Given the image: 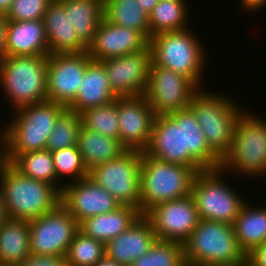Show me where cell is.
<instances>
[{
    "label": "cell",
    "instance_id": "8",
    "mask_svg": "<svg viewBox=\"0 0 266 266\" xmlns=\"http://www.w3.org/2000/svg\"><path fill=\"white\" fill-rule=\"evenodd\" d=\"M186 265L240 266L246 255L238 245L233 225L199 220L184 243Z\"/></svg>",
    "mask_w": 266,
    "mask_h": 266
},
{
    "label": "cell",
    "instance_id": "44",
    "mask_svg": "<svg viewBox=\"0 0 266 266\" xmlns=\"http://www.w3.org/2000/svg\"><path fill=\"white\" fill-rule=\"evenodd\" d=\"M94 266H122L106 254Z\"/></svg>",
    "mask_w": 266,
    "mask_h": 266
},
{
    "label": "cell",
    "instance_id": "35",
    "mask_svg": "<svg viewBox=\"0 0 266 266\" xmlns=\"http://www.w3.org/2000/svg\"><path fill=\"white\" fill-rule=\"evenodd\" d=\"M184 244L156 240L150 250L135 260L131 266H185Z\"/></svg>",
    "mask_w": 266,
    "mask_h": 266
},
{
    "label": "cell",
    "instance_id": "19",
    "mask_svg": "<svg viewBox=\"0 0 266 266\" xmlns=\"http://www.w3.org/2000/svg\"><path fill=\"white\" fill-rule=\"evenodd\" d=\"M148 46L149 40L141 32L115 25L103 17L87 52L93 61H102L142 51Z\"/></svg>",
    "mask_w": 266,
    "mask_h": 266
},
{
    "label": "cell",
    "instance_id": "11",
    "mask_svg": "<svg viewBox=\"0 0 266 266\" xmlns=\"http://www.w3.org/2000/svg\"><path fill=\"white\" fill-rule=\"evenodd\" d=\"M142 152L126 150L116 159L94 166L89 177L121 205L140 210V166Z\"/></svg>",
    "mask_w": 266,
    "mask_h": 266
},
{
    "label": "cell",
    "instance_id": "32",
    "mask_svg": "<svg viewBox=\"0 0 266 266\" xmlns=\"http://www.w3.org/2000/svg\"><path fill=\"white\" fill-rule=\"evenodd\" d=\"M51 155L57 176V189L60 192H62L65 185L89 176V171L83 163L77 146L51 152Z\"/></svg>",
    "mask_w": 266,
    "mask_h": 266
},
{
    "label": "cell",
    "instance_id": "36",
    "mask_svg": "<svg viewBox=\"0 0 266 266\" xmlns=\"http://www.w3.org/2000/svg\"><path fill=\"white\" fill-rule=\"evenodd\" d=\"M105 244L78 231L65 255L67 266H94L104 255Z\"/></svg>",
    "mask_w": 266,
    "mask_h": 266
},
{
    "label": "cell",
    "instance_id": "3",
    "mask_svg": "<svg viewBox=\"0 0 266 266\" xmlns=\"http://www.w3.org/2000/svg\"><path fill=\"white\" fill-rule=\"evenodd\" d=\"M0 191L10 219H36L61 203L56 187L23 175L6 161L0 163Z\"/></svg>",
    "mask_w": 266,
    "mask_h": 266
},
{
    "label": "cell",
    "instance_id": "21",
    "mask_svg": "<svg viewBox=\"0 0 266 266\" xmlns=\"http://www.w3.org/2000/svg\"><path fill=\"white\" fill-rule=\"evenodd\" d=\"M50 54H69L87 51L78 39L76 29L60 0H52L43 17Z\"/></svg>",
    "mask_w": 266,
    "mask_h": 266
},
{
    "label": "cell",
    "instance_id": "41",
    "mask_svg": "<svg viewBox=\"0 0 266 266\" xmlns=\"http://www.w3.org/2000/svg\"><path fill=\"white\" fill-rule=\"evenodd\" d=\"M8 20L4 14H0V62L6 56L5 40Z\"/></svg>",
    "mask_w": 266,
    "mask_h": 266
},
{
    "label": "cell",
    "instance_id": "23",
    "mask_svg": "<svg viewBox=\"0 0 266 266\" xmlns=\"http://www.w3.org/2000/svg\"><path fill=\"white\" fill-rule=\"evenodd\" d=\"M116 98L110 88L104 65L100 61L92 60L86 67L77 97L67 109L81 114L87 109L108 104Z\"/></svg>",
    "mask_w": 266,
    "mask_h": 266
},
{
    "label": "cell",
    "instance_id": "27",
    "mask_svg": "<svg viewBox=\"0 0 266 266\" xmlns=\"http://www.w3.org/2000/svg\"><path fill=\"white\" fill-rule=\"evenodd\" d=\"M30 254L28 221L9 218L0 226V264L14 266Z\"/></svg>",
    "mask_w": 266,
    "mask_h": 266
},
{
    "label": "cell",
    "instance_id": "28",
    "mask_svg": "<svg viewBox=\"0 0 266 266\" xmlns=\"http://www.w3.org/2000/svg\"><path fill=\"white\" fill-rule=\"evenodd\" d=\"M77 147L88 171L94 166L116 159L126 151L120 141L91 131L83 125L79 131Z\"/></svg>",
    "mask_w": 266,
    "mask_h": 266
},
{
    "label": "cell",
    "instance_id": "45",
    "mask_svg": "<svg viewBox=\"0 0 266 266\" xmlns=\"http://www.w3.org/2000/svg\"><path fill=\"white\" fill-rule=\"evenodd\" d=\"M138 1L139 5L142 6L147 13H150L160 0H138Z\"/></svg>",
    "mask_w": 266,
    "mask_h": 266
},
{
    "label": "cell",
    "instance_id": "15",
    "mask_svg": "<svg viewBox=\"0 0 266 266\" xmlns=\"http://www.w3.org/2000/svg\"><path fill=\"white\" fill-rule=\"evenodd\" d=\"M91 61L87 51L48 55L47 99L67 108L77 97L86 67Z\"/></svg>",
    "mask_w": 266,
    "mask_h": 266
},
{
    "label": "cell",
    "instance_id": "5",
    "mask_svg": "<svg viewBox=\"0 0 266 266\" xmlns=\"http://www.w3.org/2000/svg\"><path fill=\"white\" fill-rule=\"evenodd\" d=\"M243 111L236 122L230 150L221 159L220 169L229 175L266 177V119Z\"/></svg>",
    "mask_w": 266,
    "mask_h": 266
},
{
    "label": "cell",
    "instance_id": "13",
    "mask_svg": "<svg viewBox=\"0 0 266 266\" xmlns=\"http://www.w3.org/2000/svg\"><path fill=\"white\" fill-rule=\"evenodd\" d=\"M200 88L188 77L151 62L144 96L156 115L189 108Z\"/></svg>",
    "mask_w": 266,
    "mask_h": 266
},
{
    "label": "cell",
    "instance_id": "26",
    "mask_svg": "<svg viewBox=\"0 0 266 266\" xmlns=\"http://www.w3.org/2000/svg\"><path fill=\"white\" fill-rule=\"evenodd\" d=\"M67 17L76 29L78 39L88 48L94 41L96 30L104 17L103 0H60Z\"/></svg>",
    "mask_w": 266,
    "mask_h": 266
},
{
    "label": "cell",
    "instance_id": "47",
    "mask_svg": "<svg viewBox=\"0 0 266 266\" xmlns=\"http://www.w3.org/2000/svg\"><path fill=\"white\" fill-rule=\"evenodd\" d=\"M240 266H252L247 261H244Z\"/></svg>",
    "mask_w": 266,
    "mask_h": 266
},
{
    "label": "cell",
    "instance_id": "12",
    "mask_svg": "<svg viewBox=\"0 0 266 266\" xmlns=\"http://www.w3.org/2000/svg\"><path fill=\"white\" fill-rule=\"evenodd\" d=\"M30 253L65 256L79 231V223L60 203L55 209L28 221Z\"/></svg>",
    "mask_w": 266,
    "mask_h": 266
},
{
    "label": "cell",
    "instance_id": "24",
    "mask_svg": "<svg viewBox=\"0 0 266 266\" xmlns=\"http://www.w3.org/2000/svg\"><path fill=\"white\" fill-rule=\"evenodd\" d=\"M142 215L138 208L121 205L115 211L84 219L79 223V231L106 245L129 229Z\"/></svg>",
    "mask_w": 266,
    "mask_h": 266
},
{
    "label": "cell",
    "instance_id": "17",
    "mask_svg": "<svg viewBox=\"0 0 266 266\" xmlns=\"http://www.w3.org/2000/svg\"><path fill=\"white\" fill-rule=\"evenodd\" d=\"M117 97L144 95L152 62L149 46L142 51L100 61Z\"/></svg>",
    "mask_w": 266,
    "mask_h": 266
},
{
    "label": "cell",
    "instance_id": "4",
    "mask_svg": "<svg viewBox=\"0 0 266 266\" xmlns=\"http://www.w3.org/2000/svg\"><path fill=\"white\" fill-rule=\"evenodd\" d=\"M198 36L191 27L151 36L149 49L152 63L188 77L203 89L206 61L209 60L206 54L209 52Z\"/></svg>",
    "mask_w": 266,
    "mask_h": 266
},
{
    "label": "cell",
    "instance_id": "34",
    "mask_svg": "<svg viewBox=\"0 0 266 266\" xmlns=\"http://www.w3.org/2000/svg\"><path fill=\"white\" fill-rule=\"evenodd\" d=\"M81 126V115L66 109L57 118L53 131L48 137L46 149L54 152L66 147L77 146Z\"/></svg>",
    "mask_w": 266,
    "mask_h": 266
},
{
    "label": "cell",
    "instance_id": "46",
    "mask_svg": "<svg viewBox=\"0 0 266 266\" xmlns=\"http://www.w3.org/2000/svg\"><path fill=\"white\" fill-rule=\"evenodd\" d=\"M12 2L13 0H0V13L5 15L11 8Z\"/></svg>",
    "mask_w": 266,
    "mask_h": 266
},
{
    "label": "cell",
    "instance_id": "9",
    "mask_svg": "<svg viewBox=\"0 0 266 266\" xmlns=\"http://www.w3.org/2000/svg\"><path fill=\"white\" fill-rule=\"evenodd\" d=\"M205 90V91H204ZM224 92L200 89L191 99L193 111L209 147L222 159L230 150L239 115L245 110Z\"/></svg>",
    "mask_w": 266,
    "mask_h": 266
},
{
    "label": "cell",
    "instance_id": "30",
    "mask_svg": "<svg viewBox=\"0 0 266 266\" xmlns=\"http://www.w3.org/2000/svg\"><path fill=\"white\" fill-rule=\"evenodd\" d=\"M189 3L188 1L160 0L149 13L150 37L163 32L189 28V16H191Z\"/></svg>",
    "mask_w": 266,
    "mask_h": 266
},
{
    "label": "cell",
    "instance_id": "6",
    "mask_svg": "<svg viewBox=\"0 0 266 266\" xmlns=\"http://www.w3.org/2000/svg\"><path fill=\"white\" fill-rule=\"evenodd\" d=\"M48 55L5 56L0 62V89L12 112L47 101Z\"/></svg>",
    "mask_w": 266,
    "mask_h": 266
},
{
    "label": "cell",
    "instance_id": "31",
    "mask_svg": "<svg viewBox=\"0 0 266 266\" xmlns=\"http://www.w3.org/2000/svg\"><path fill=\"white\" fill-rule=\"evenodd\" d=\"M11 164L23 175L50 183L57 188V176L51 151L45 149L23 153Z\"/></svg>",
    "mask_w": 266,
    "mask_h": 266
},
{
    "label": "cell",
    "instance_id": "48",
    "mask_svg": "<svg viewBox=\"0 0 266 266\" xmlns=\"http://www.w3.org/2000/svg\"><path fill=\"white\" fill-rule=\"evenodd\" d=\"M170 1H185V0H170ZM186 1H188V0H186Z\"/></svg>",
    "mask_w": 266,
    "mask_h": 266
},
{
    "label": "cell",
    "instance_id": "14",
    "mask_svg": "<svg viewBox=\"0 0 266 266\" xmlns=\"http://www.w3.org/2000/svg\"><path fill=\"white\" fill-rule=\"evenodd\" d=\"M144 216L151 222L157 240L182 244L200 220L192 195L153 206Z\"/></svg>",
    "mask_w": 266,
    "mask_h": 266
},
{
    "label": "cell",
    "instance_id": "33",
    "mask_svg": "<svg viewBox=\"0 0 266 266\" xmlns=\"http://www.w3.org/2000/svg\"><path fill=\"white\" fill-rule=\"evenodd\" d=\"M80 115L85 128L119 141L117 98L108 104L87 109Z\"/></svg>",
    "mask_w": 266,
    "mask_h": 266
},
{
    "label": "cell",
    "instance_id": "7",
    "mask_svg": "<svg viewBox=\"0 0 266 266\" xmlns=\"http://www.w3.org/2000/svg\"><path fill=\"white\" fill-rule=\"evenodd\" d=\"M198 171L168 163L142 152L140 166V212L145 215L153 206L191 195Z\"/></svg>",
    "mask_w": 266,
    "mask_h": 266
},
{
    "label": "cell",
    "instance_id": "25",
    "mask_svg": "<svg viewBox=\"0 0 266 266\" xmlns=\"http://www.w3.org/2000/svg\"><path fill=\"white\" fill-rule=\"evenodd\" d=\"M238 245L245 255L266 241V204L245 202L233 223Z\"/></svg>",
    "mask_w": 266,
    "mask_h": 266
},
{
    "label": "cell",
    "instance_id": "18",
    "mask_svg": "<svg viewBox=\"0 0 266 266\" xmlns=\"http://www.w3.org/2000/svg\"><path fill=\"white\" fill-rule=\"evenodd\" d=\"M61 204L80 223L86 218L115 211L121 204L89 176L67 184Z\"/></svg>",
    "mask_w": 266,
    "mask_h": 266
},
{
    "label": "cell",
    "instance_id": "22",
    "mask_svg": "<svg viewBox=\"0 0 266 266\" xmlns=\"http://www.w3.org/2000/svg\"><path fill=\"white\" fill-rule=\"evenodd\" d=\"M5 53L6 56L50 55L43 19L8 21Z\"/></svg>",
    "mask_w": 266,
    "mask_h": 266
},
{
    "label": "cell",
    "instance_id": "42",
    "mask_svg": "<svg viewBox=\"0 0 266 266\" xmlns=\"http://www.w3.org/2000/svg\"><path fill=\"white\" fill-rule=\"evenodd\" d=\"M9 219V215L6 209V204L3 200L2 193L0 191V226Z\"/></svg>",
    "mask_w": 266,
    "mask_h": 266
},
{
    "label": "cell",
    "instance_id": "29",
    "mask_svg": "<svg viewBox=\"0 0 266 266\" xmlns=\"http://www.w3.org/2000/svg\"><path fill=\"white\" fill-rule=\"evenodd\" d=\"M103 14L108 22L139 31L149 40V13L138 0H104Z\"/></svg>",
    "mask_w": 266,
    "mask_h": 266
},
{
    "label": "cell",
    "instance_id": "1",
    "mask_svg": "<svg viewBox=\"0 0 266 266\" xmlns=\"http://www.w3.org/2000/svg\"><path fill=\"white\" fill-rule=\"evenodd\" d=\"M147 155L198 172L219 169L221 158L209 147L190 108L156 115Z\"/></svg>",
    "mask_w": 266,
    "mask_h": 266
},
{
    "label": "cell",
    "instance_id": "37",
    "mask_svg": "<svg viewBox=\"0 0 266 266\" xmlns=\"http://www.w3.org/2000/svg\"><path fill=\"white\" fill-rule=\"evenodd\" d=\"M52 0H13L5 14L8 21L42 20Z\"/></svg>",
    "mask_w": 266,
    "mask_h": 266
},
{
    "label": "cell",
    "instance_id": "10",
    "mask_svg": "<svg viewBox=\"0 0 266 266\" xmlns=\"http://www.w3.org/2000/svg\"><path fill=\"white\" fill-rule=\"evenodd\" d=\"M225 177L227 173L220 168L196 174L191 195L196 203L200 220L225 222L231 225L236 221L247 197L244 199L242 193L238 194L236 188H232L226 182Z\"/></svg>",
    "mask_w": 266,
    "mask_h": 266
},
{
    "label": "cell",
    "instance_id": "16",
    "mask_svg": "<svg viewBox=\"0 0 266 266\" xmlns=\"http://www.w3.org/2000/svg\"><path fill=\"white\" fill-rule=\"evenodd\" d=\"M119 141L126 150L144 152L150 142L155 112L144 95L117 97Z\"/></svg>",
    "mask_w": 266,
    "mask_h": 266
},
{
    "label": "cell",
    "instance_id": "43",
    "mask_svg": "<svg viewBox=\"0 0 266 266\" xmlns=\"http://www.w3.org/2000/svg\"><path fill=\"white\" fill-rule=\"evenodd\" d=\"M5 133H6V129H5V125L3 124V127L0 128V163L4 161V158H5Z\"/></svg>",
    "mask_w": 266,
    "mask_h": 266
},
{
    "label": "cell",
    "instance_id": "2",
    "mask_svg": "<svg viewBox=\"0 0 266 266\" xmlns=\"http://www.w3.org/2000/svg\"><path fill=\"white\" fill-rule=\"evenodd\" d=\"M66 109L60 103L47 100L14 110L9 122H4V161L12 163L20 154L45 150L57 118Z\"/></svg>",
    "mask_w": 266,
    "mask_h": 266
},
{
    "label": "cell",
    "instance_id": "38",
    "mask_svg": "<svg viewBox=\"0 0 266 266\" xmlns=\"http://www.w3.org/2000/svg\"><path fill=\"white\" fill-rule=\"evenodd\" d=\"M14 266H67V262L65 256L62 255L30 254L20 264Z\"/></svg>",
    "mask_w": 266,
    "mask_h": 266
},
{
    "label": "cell",
    "instance_id": "39",
    "mask_svg": "<svg viewBox=\"0 0 266 266\" xmlns=\"http://www.w3.org/2000/svg\"><path fill=\"white\" fill-rule=\"evenodd\" d=\"M246 261L252 266H266V241L247 254Z\"/></svg>",
    "mask_w": 266,
    "mask_h": 266
},
{
    "label": "cell",
    "instance_id": "20",
    "mask_svg": "<svg viewBox=\"0 0 266 266\" xmlns=\"http://www.w3.org/2000/svg\"><path fill=\"white\" fill-rule=\"evenodd\" d=\"M151 222L142 215L129 229L105 245L106 255L122 266H131L156 242Z\"/></svg>",
    "mask_w": 266,
    "mask_h": 266
},
{
    "label": "cell",
    "instance_id": "40",
    "mask_svg": "<svg viewBox=\"0 0 266 266\" xmlns=\"http://www.w3.org/2000/svg\"><path fill=\"white\" fill-rule=\"evenodd\" d=\"M239 8L241 12L247 11L246 13H255V11H259L266 6V0H240Z\"/></svg>",
    "mask_w": 266,
    "mask_h": 266
}]
</instances>
